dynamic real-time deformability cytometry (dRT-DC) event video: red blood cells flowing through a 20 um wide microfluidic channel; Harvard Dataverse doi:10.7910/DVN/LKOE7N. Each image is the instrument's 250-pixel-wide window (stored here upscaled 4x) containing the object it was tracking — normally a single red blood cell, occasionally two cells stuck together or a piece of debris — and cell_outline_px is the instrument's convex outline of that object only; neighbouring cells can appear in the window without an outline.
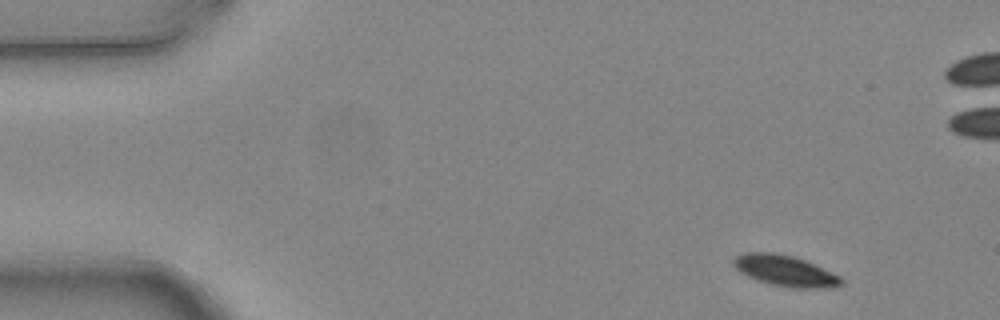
{"species": "common noctule bat (a hibernating species)", "species_latin": "Nyctalus noctula", "temperature_condition": "warm", "stored_images_in_passage": 5, "camera_frame_rate_fps": 3000, "um_per_image_px": 0.085, "animal": {"sex": "female", "body_mass_g": 24.6, "forearm_length_mm": 56.2}, "frame": {"image": 1, "passage_image": 1, "time_ms": 0.0, "image_size_px": [1000, 320], "cell_outline_px": [[844, 284], [836, 288], [792, 288], [772, 284], [748, 276], [740, 272], [732, 264], [732, 260], [736, 256], [744, 252], [776, 252], [792, 256], [804, 260], [840, 276], [844, 280]], "centroid_in_image_um": [66.76, 23.02], "position_along_channel_um": 18.2, "area_um2": 19.42}}